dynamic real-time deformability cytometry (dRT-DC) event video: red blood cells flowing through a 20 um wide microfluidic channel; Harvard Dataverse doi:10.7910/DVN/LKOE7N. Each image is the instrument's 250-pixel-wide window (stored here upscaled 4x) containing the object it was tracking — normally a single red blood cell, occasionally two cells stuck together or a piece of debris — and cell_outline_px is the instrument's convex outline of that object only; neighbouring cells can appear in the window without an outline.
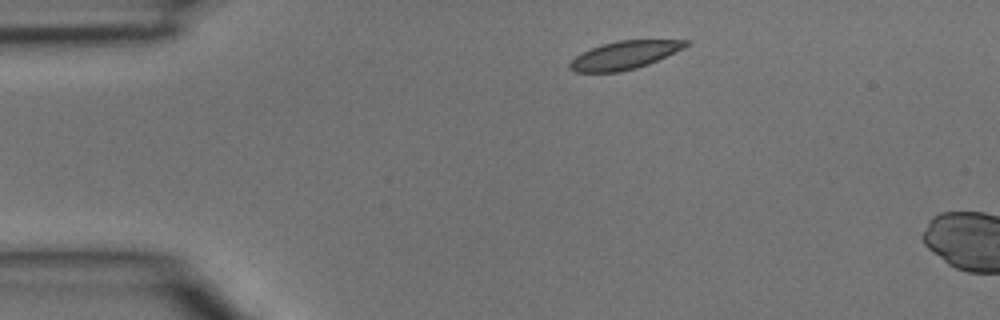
{"species": "common noctule bat (a hibernating species)", "species_latin": "Nyctalus noctula", "temperature_condition": "room temperature", "stored_images_in_passage": 2, "camera_frame_rate_fps": 3000, "um_per_image_px": 0.085, "animal": {"sex": "male", "body_mass_g": 15.6}, "frame": {"image": 1, "passage_image": 1, "time_ms": 0.0, "image_size_px": [1000, 320], "cell_outline_px": [[688, 44], [684, 48], [648, 64], [636, 68], [620, 72], [576, 72], [568, 68], [568, 64], [576, 56], [592, 48], [616, 40], [688, 40]], "centroid_in_image_um": [53.07, 4.69], "position_along_channel_um": 31.9, "area_um2": 18.73}}